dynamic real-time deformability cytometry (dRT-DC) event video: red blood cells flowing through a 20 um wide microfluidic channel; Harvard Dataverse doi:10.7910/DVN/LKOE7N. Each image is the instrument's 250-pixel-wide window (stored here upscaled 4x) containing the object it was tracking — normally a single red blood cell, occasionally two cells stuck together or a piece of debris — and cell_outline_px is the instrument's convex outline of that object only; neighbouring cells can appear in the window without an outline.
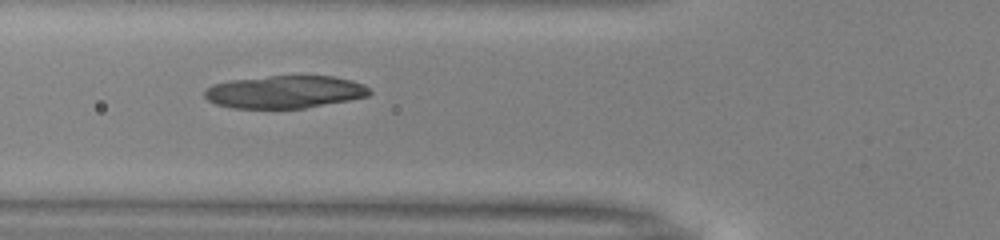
{"species": "common noctule bat (a hibernating species)", "species_latin": "Nyctalus noctula", "temperature_condition": "warm", "stored_images_in_passage": 29, "camera_frame_rate_fps": 3000, "um_per_image_px": 0.085, "animal": {"sex": "male", "body_mass_g": 13.0, "forearm_length_mm": 53.1}, "frame": {"image": 1, "passage_image": 5, "time_ms": 1.333, "image_size_px": [1000, 240], "cell_outline_px": [[372, 92], [368, 96], [348, 100], [304, 108], [232, 108], [216, 104], [208, 100], [204, 96], [204, 92], [212, 84], [228, 80], [268, 76], [332, 76], [352, 80], [364, 84]], "centroid_in_image_um": [24.19, 7.81], "position_along_channel_um": 101.6, "area_um2": 31.39}}
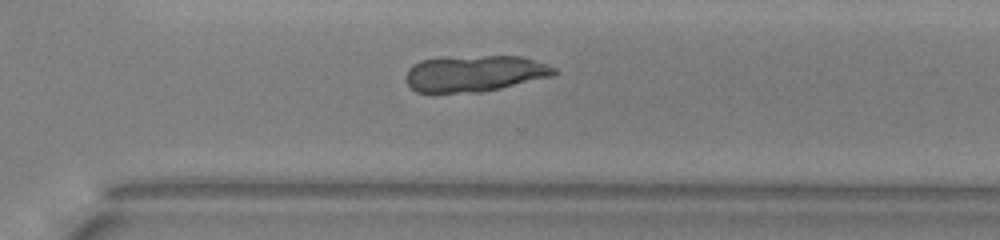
{"frame": {"image": 2, "passage_image": 22, "time_ms": 7.0, "image_size_px": [1000, 240], "cell_outline_px": [[560, 72], [556, 76], [500, 88], [480, 92], [416, 92], [404, 80], [404, 76], [408, 68], [412, 64], [420, 60], [440, 56], [520, 56], [556, 68]], "centroid_in_image_um": [40.31, 6.23], "position_along_channel_um": 330.3, "area_um2": 31.85}}
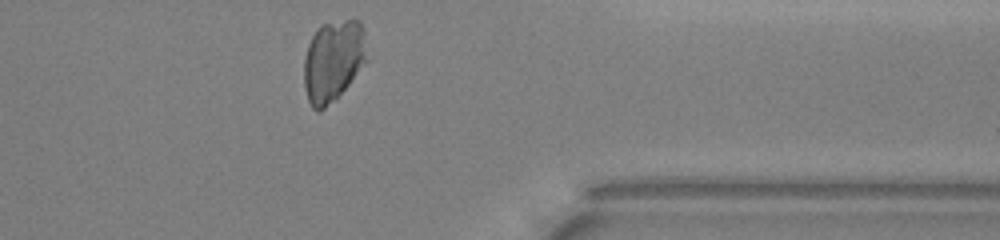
{"frame": {"image": 3, "passage_image": 27, "time_ms": 8.667, "image_size_px": [1000, 240], "cell_outline_px": [[372, 60], [336, 100], [320, 112], [316, 112], [312, 108], [308, 100], [304, 84], [304, 60], [308, 44], [316, 28], [324, 24], [352, 16], [360, 20], [364, 28]], "centroid_in_image_um": [28.43, 5.14], "position_along_channel_um": 383.0, "area_um2": 31.73}}